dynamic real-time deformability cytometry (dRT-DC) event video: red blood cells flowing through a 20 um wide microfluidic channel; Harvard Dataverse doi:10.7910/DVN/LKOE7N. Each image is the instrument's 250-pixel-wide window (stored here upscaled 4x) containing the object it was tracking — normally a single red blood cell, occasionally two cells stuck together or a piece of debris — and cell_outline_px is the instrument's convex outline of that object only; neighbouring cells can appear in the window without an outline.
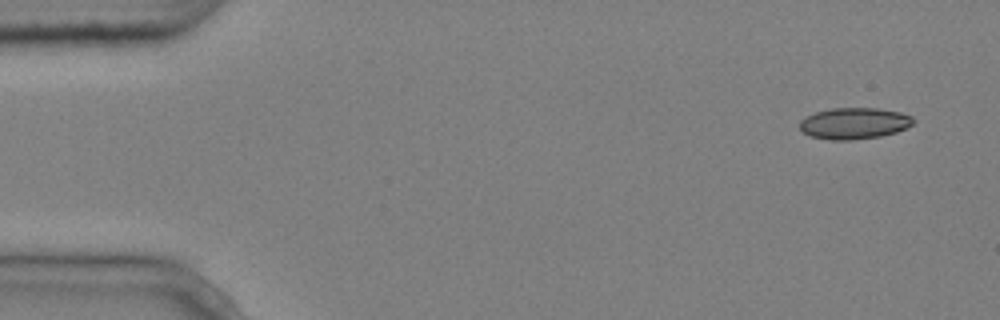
{"species": "common noctule bat (a hibernating species)", "species_latin": "Nyctalus noctula", "temperature_condition": "cold", "stored_images_in_passage": 7, "camera_frame_rate_fps": 3000, "um_per_image_px": 0.085, "animal": {"sex": "male", "body_mass_g": 20.4}, "frame": {"image": 1, "passage_image": 1, "time_ms": 0.0, "image_size_px": [1000, 320], "cell_outline_px": [[916, 120], [908, 128], [896, 132], [880, 136], [852, 140], [832, 140], [808, 136], [800, 128], [800, 120], [804, 116], [816, 112], [832, 108], [876, 108], [900, 112], [912, 116]], "centroid_in_image_um": [72.61, 10.48], "position_along_channel_um": 12.4, "area_um2": 20.92}}
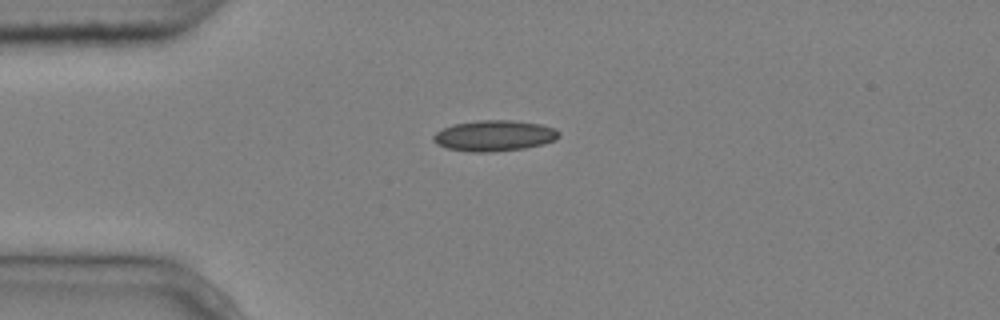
{"frame": {"image": 2, "passage_image": 4, "time_ms": 1.0, "image_size_px": [1000, 320], "cell_outline_px": [[560, 136], [556, 140], [544, 144], [524, 148], [488, 152], [472, 152], [448, 148], [436, 144], [432, 140], [432, 136], [436, 132], [452, 124], [476, 120], [512, 120], [540, 124], [556, 128], [560, 132]], "centroid_in_image_um": [42.03, 11.53], "position_along_channel_um": 43.0, "area_um2": 22.72}}